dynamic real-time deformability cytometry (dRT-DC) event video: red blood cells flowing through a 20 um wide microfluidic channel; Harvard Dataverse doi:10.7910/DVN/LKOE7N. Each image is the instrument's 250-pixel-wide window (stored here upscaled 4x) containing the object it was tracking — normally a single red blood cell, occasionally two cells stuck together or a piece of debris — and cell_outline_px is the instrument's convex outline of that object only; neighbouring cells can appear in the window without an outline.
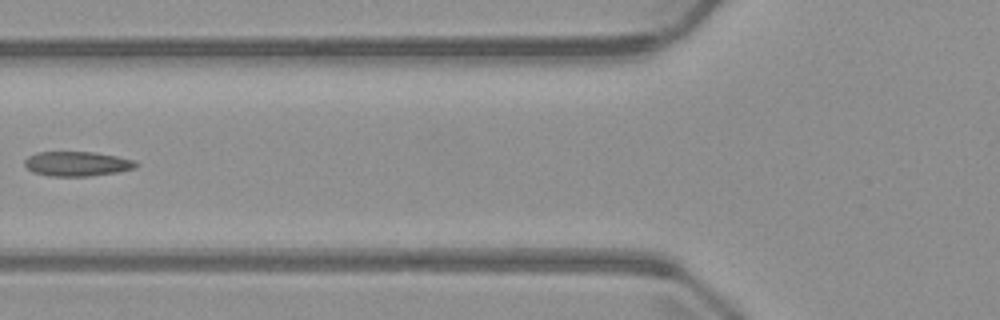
{"species": "common noctule bat (a hibernating species)", "species_latin": "Nyctalus noctula", "temperature_condition": "warm", "stored_images_in_passage": 4, "camera_frame_rate_fps": 3000, "um_per_image_px": 0.085, "animal": {"sex": "male", "body_mass_g": 23.1, "forearm_length_mm": 52.7}, "frame": {"image": 1, "passage_image": 4, "time_ms": 4.667, "image_size_px": [1000, 320], "cell_outline_px": [[140, 164], [136, 168], [116, 172], [88, 176], [52, 176], [32, 172], [24, 164], [24, 160], [28, 156], [36, 152], [92, 152], [116, 156], [136, 160]], "centroid_in_image_um": [6.57, 13.92], "position_along_channel_um": 119.2, "area_um2": 16.01}}